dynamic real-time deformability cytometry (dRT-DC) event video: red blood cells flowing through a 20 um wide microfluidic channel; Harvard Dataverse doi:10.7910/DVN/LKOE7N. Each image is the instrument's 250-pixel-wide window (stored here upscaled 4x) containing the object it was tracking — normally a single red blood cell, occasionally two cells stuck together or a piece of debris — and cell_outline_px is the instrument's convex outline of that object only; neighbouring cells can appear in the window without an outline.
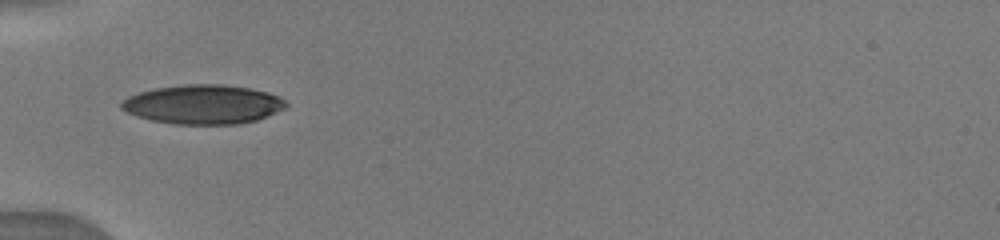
{"species": "human", "species_latin": "Homo sapiens", "temperature_condition": "warm", "stored_images_in_passage": 36, "camera_frame_rate_fps": 3000, "um_per_image_px": 0.085, "donor": {"sex": "male"}, "frame": {"image": 1, "passage_image": 1, "time_ms": 0.0, "image_size_px": [1000, 240], "cell_outline_px": [[288, 104], [284, 108], [256, 120], [240, 124], [172, 124], [152, 120], [136, 116], [120, 108], [120, 100], [128, 96], [140, 92], [156, 88], [184, 84], [220, 84], [248, 88], [268, 92], [280, 96]], "centroid_in_image_um": [17.23, 8.87], "position_along_channel_um": 67.8, "area_um2": 37.57}}